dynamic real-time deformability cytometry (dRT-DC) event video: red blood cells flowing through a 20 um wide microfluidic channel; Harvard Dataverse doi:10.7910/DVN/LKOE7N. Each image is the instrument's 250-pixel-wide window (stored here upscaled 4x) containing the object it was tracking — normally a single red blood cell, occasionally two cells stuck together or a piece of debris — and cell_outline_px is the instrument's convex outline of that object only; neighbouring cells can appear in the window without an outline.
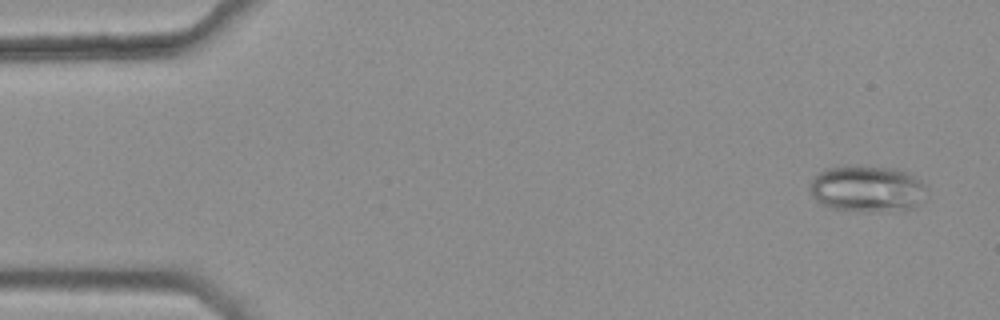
{"species": "common noctule bat (a hibernating species)", "species_latin": "Nyctalus noctula", "temperature_condition": "warm", "stored_images_in_passage": 46, "camera_frame_rate_fps": 3000, "um_per_image_px": 0.085, "animal": {"sex": "female", "body_mass_g": 25.1}, "frame": {"image": 1, "passage_image": 3, "time_ms": 0.667, "image_size_px": [1000, 320], "cell_outline_px": [[928, 188], [924, 200], [912, 208], [832, 208], [820, 204], [812, 196], [808, 188], [808, 184], [820, 172], [828, 168], [848, 164], [856, 164], [900, 168], [908, 172], [920, 180]], "centroid_in_image_um": [73.7, 15.94], "position_along_channel_um": 11.3, "area_um2": 31.27}}
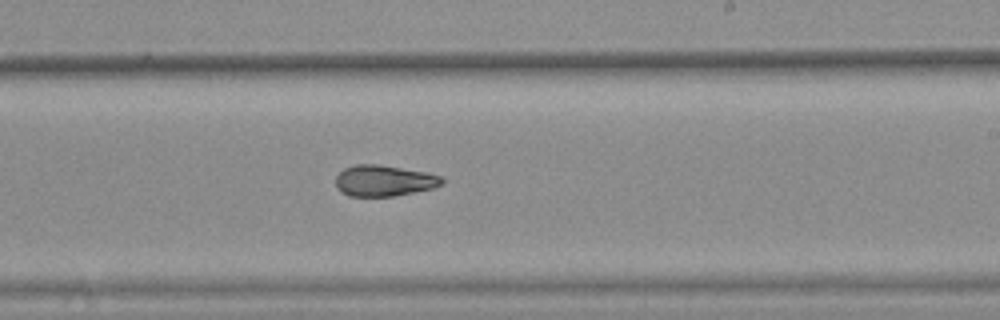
{"frame": {"image": 2, "passage_image": 32, "time_ms": 10.333, "image_size_px": [1000, 320], "cell_outline_px": [[444, 184], [432, 188], [392, 196], [348, 196], [340, 192], [336, 188], [336, 176], [344, 168], [356, 164], [380, 164], [428, 172], [440, 176], [444, 180]], "centroid_in_image_um": [32.62, 15.35], "position_along_channel_um": 256.4, "area_um2": 19.36}}
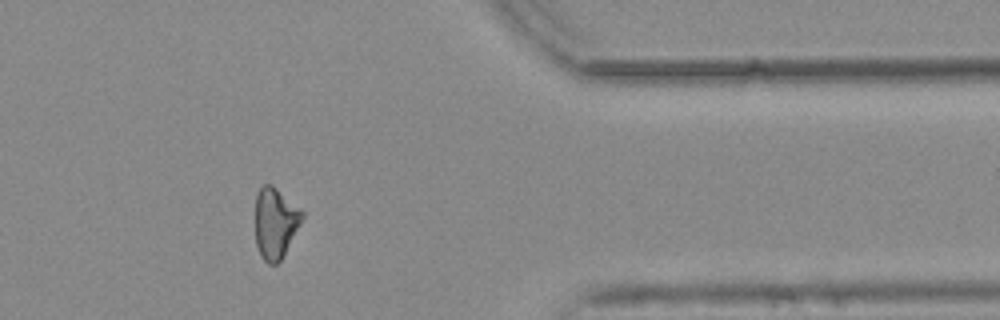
{"frame": {"image": 3, "passage_image": 44, "time_ms": 14.333, "image_size_px": [1000, 320], "cell_outline_px": [[304, 216], [284, 256], [276, 264], [268, 264], [260, 256], [256, 244], [256, 192], [264, 184], [272, 184], [300, 208], [304, 212]], "centroid_in_image_um": [23.4, 18.95], "position_along_channel_um": 388.0, "area_um2": 19.42}, "authors_computed_cell_mechanics": {"area_um2": 19.9699, "velocity_mm_per_s": 3.7843, "shape_relaxation_time_tau1_ms": null, "shape_relaxation_time_tau2_ms": 4.9091, "deformation_change_tau1": null, "deformation_change_tau2": 0.1023}}